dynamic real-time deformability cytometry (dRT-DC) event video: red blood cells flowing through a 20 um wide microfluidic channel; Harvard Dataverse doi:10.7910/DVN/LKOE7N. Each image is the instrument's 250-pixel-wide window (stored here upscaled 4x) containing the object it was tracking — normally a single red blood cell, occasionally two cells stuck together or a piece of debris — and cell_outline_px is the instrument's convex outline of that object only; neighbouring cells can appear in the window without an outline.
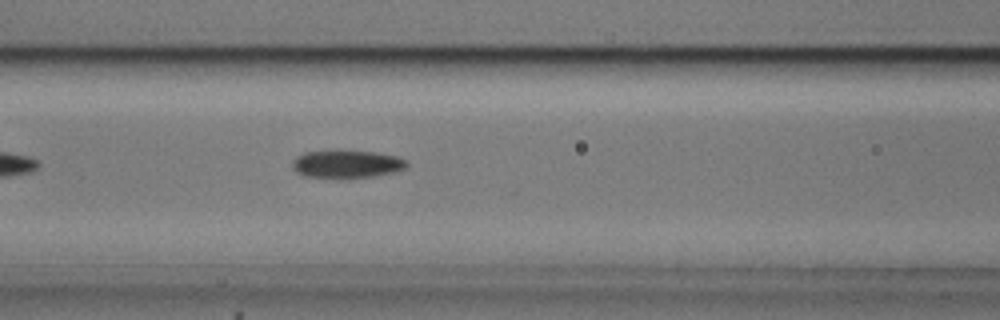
{"species": "common noctule bat (a hibernating species)", "species_latin": "Nyctalus noctula", "temperature_condition": "cold", "stored_images_in_passage": 32, "camera_frame_rate_fps": 3000, "um_per_image_px": 0.085, "animal": {"sex": "male", "body_mass_g": 20.5, "forearm_length_mm": 52.5}, "frame": {"image": 1, "passage_image": 10, "time_ms": 3.0, "image_size_px": [1000, 320], "cell_outline_px": [[408, 168], [392, 172], [372, 176], [304, 176], [296, 172], [292, 168], [292, 160], [296, 156], [304, 152], [336, 148], [376, 152], [396, 156], [408, 160]], "centroid_in_image_um": [29.46, 13.87], "position_along_channel_um": 137.1, "area_um2": 18.79}}
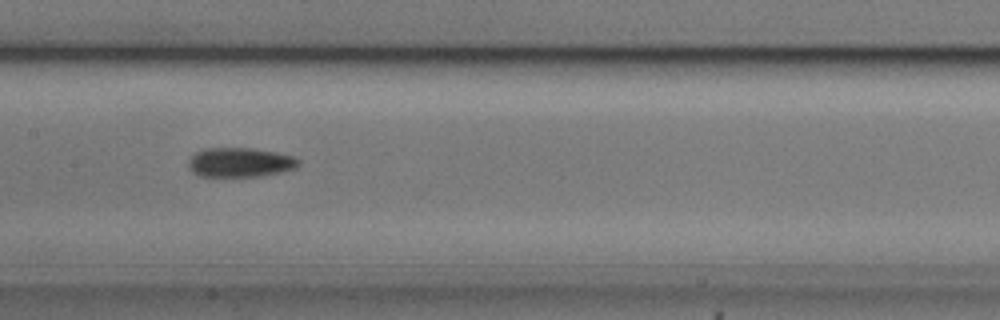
{"frame": {"image": 2, "passage_image": 14, "time_ms": 4.333, "image_size_px": [1000, 320], "cell_outline_px": [[300, 164], [296, 168], [280, 172], [260, 176], [200, 176], [192, 172], [188, 168], [188, 160], [196, 152], [204, 148], [252, 148], [276, 152], [296, 156], [300, 160]], "centroid_in_image_um": [20.42, 13.79], "position_along_channel_um": 187.0, "area_um2": 19.02}, "authors_computed_cell_mechanics": {"area_um2": 18.3515, "velocity_mm_per_s": 3.73, "shape_relaxation_time_tau1_ms": 6.1076, "shape_relaxation_time_tau2_ms": 4.3083, "deformation_change_tau1": 0.1469, "deformation_change_tau2": 0.1222}}